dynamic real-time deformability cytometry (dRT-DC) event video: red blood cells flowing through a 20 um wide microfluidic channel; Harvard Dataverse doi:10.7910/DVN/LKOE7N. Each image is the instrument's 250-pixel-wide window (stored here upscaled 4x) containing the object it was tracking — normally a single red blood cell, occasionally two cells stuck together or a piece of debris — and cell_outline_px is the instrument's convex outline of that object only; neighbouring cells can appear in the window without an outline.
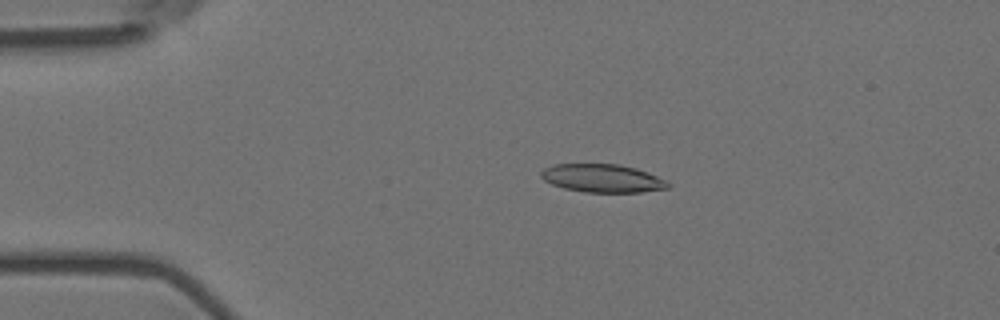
{"species": "Egyptian fruit bat (a non-hibernating species)", "species_latin": "Rousettus aegyptiacus", "temperature_condition": "room temperature", "stored_images_in_passage": 53, "camera_frame_rate_fps": 3000, "um_per_image_px": 0.085, "animal": {"sex": "female"}, "frame": {"image": 1, "passage_image": 10, "time_ms": 3.0, "image_size_px": [1000, 320], "cell_outline_px": [[672, 184], [668, 188], [640, 192], [584, 192], [564, 188], [552, 184], [544, 180], [540, 176], [540, 172], [544, 168], [552, 164], [620, 164], [636, 168], [648, 172]], "centroid_in_image_um": [51.19, 15.14], "position_along_channel_um": 33.8, "area_um2": 20.87}}
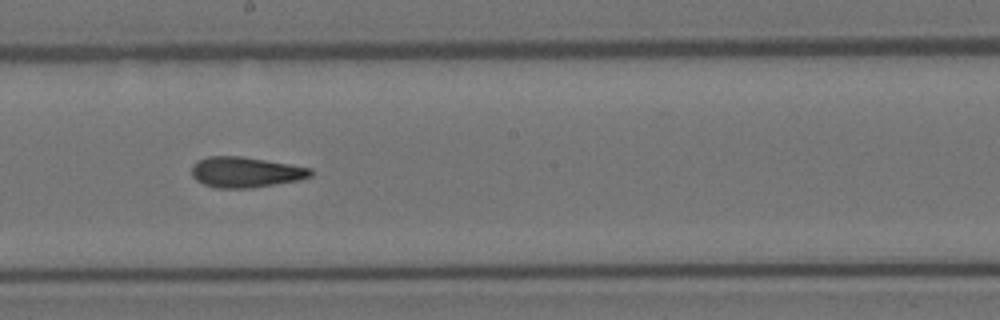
{"frame": {"image": 2, "passage_image": 29, "time_ms": 9.333, "image_size_px": [1000, 320], "cell_outline_px": [[316, 172], [312, 176], [300, 180], [252, 188], [216, 188], [204, 184], [196, 180], [192, 176], [192, 164], [196, 160], [208, 156], [240, 156], [312, 168]], "centroid_in_image_um": [20.88, 14.64], "position_along_channel_um": 227.3, "area_um2": 21.33}}
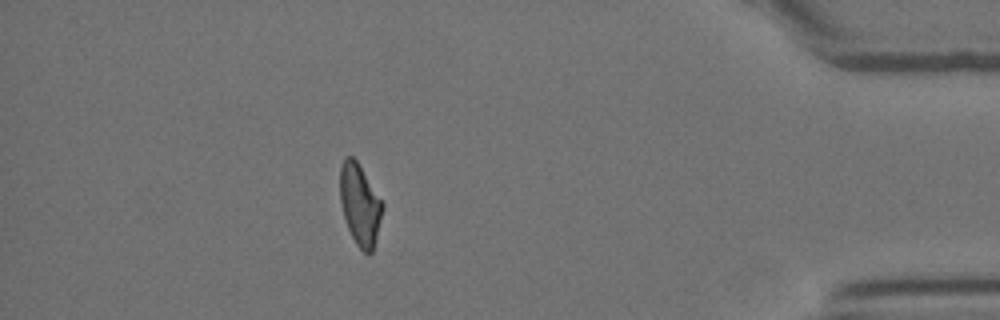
{"frame": {"image": 3, "passage_image": 47, "time_ms": 15.333, "image_size_px": [1000, 320], "cell_outline_px": [[384, 208], [372, 252], [368, 256], [356, 244], [348, 228], [344, 216], [340, 200], [340, 164], [344, 156], [352, 156], [356, 160], [384, 204]], "centroid_in_image_um": [30.59, 17.38], "position_along_channel_um": 404.6, "area_um2": 20.0}, "authors_computed_cell_mechanics": {"area_um2": 21.097, "velocity_mm_per_s": 3.7152, "shape_relaxation_time_tau1_ms": null, "shape_relaxation_time_tau2_ms": 2.8165, "deformation_change_tau1": null, "deformation_change_tau2": 0.1208}}